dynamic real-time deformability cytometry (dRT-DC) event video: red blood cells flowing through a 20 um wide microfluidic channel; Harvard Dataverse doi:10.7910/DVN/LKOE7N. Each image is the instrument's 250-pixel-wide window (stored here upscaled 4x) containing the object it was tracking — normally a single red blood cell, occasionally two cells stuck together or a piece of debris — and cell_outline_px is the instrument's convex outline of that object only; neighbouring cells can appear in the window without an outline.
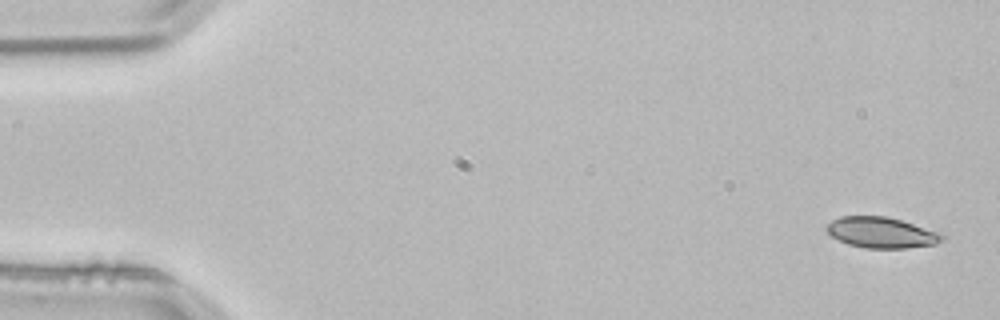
{"species": "common noctule bat (a hibernating species)", "species_latin": "Nyctalus noctula", "temperature_condition": "room temperature", "stored_images_in_passage": 4, "camera_frame_rate_fps": 3000, "um_per_image_px": 0.085, "animal": {"sex": "male", "body_mass_g": 21.5, "forearm_length_mm": 52.0}, "frame": {"image": 1, "passage_image": 1, "time_ms": 0.0, "image_size_px": [1000, 320], "cell_outline_px": [[944, 240], [936, 244], [908, 248], [864, 248], [848, 244], [832, 236], [824, 228], [832, 220], [840, 216], [888, 216], [940, 232], [944, 236]], "centroid_in_image_um": [74.93, 19.76], "position_along_channel_um": 10.1, "area_um2": 20.81}}
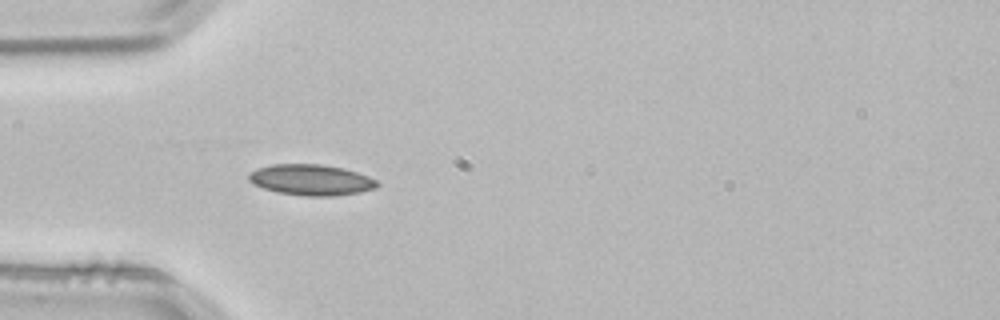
{"frame": {"image": 2, "passage_image": 4, "time_ms": 1.0, "image_size_px": [1000, 320], "cell_outline_px": [[380, 184], [376, 188], [360, 192], [332, 196], [308, 196], [276, 192], [264, 188], [248, 180], [248, 172], [256, 168], [272, 164], [320, 164], [344, 168], [368, 176], [376, 180]], "centroid_in_image_um": [26.44, 15.28], "position_along_channel_um": 58.6, "area_um2": 23.12}}